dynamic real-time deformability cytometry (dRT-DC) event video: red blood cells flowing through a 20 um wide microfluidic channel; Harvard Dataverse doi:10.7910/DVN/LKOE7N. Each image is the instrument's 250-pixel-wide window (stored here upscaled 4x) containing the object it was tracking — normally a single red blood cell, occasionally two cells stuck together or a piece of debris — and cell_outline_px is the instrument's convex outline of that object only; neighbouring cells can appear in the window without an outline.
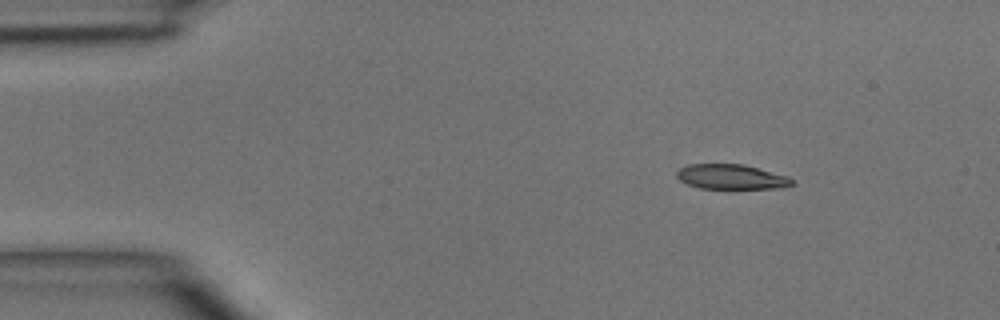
{"species": "common noctule bat (a hibernating species)", "species_latin": "Nyctalus noctula", "temperature_condition": "room temperature", "stored_images_in_passage": 4, "camera_frame_rate_fps": 3000, "um_per_image_px": 0.085, "animal": {"sex": "male", "body_mass_g": 15.6}, "frame": {"image": 1, "passage_image": 2, "time_ms": 2.0, "image_size_px": [1000, 320], "cell_outline_px": [[796, 184], [784, 188], [700, 188], [688, 184], [680, 180], [676, 176], [676, 172], [680, 168], [688, 164], [744, 164], [788, 176]], "centroid_in_image_um": [62.18, 15.03], "position_along_channel_um": 22.8, "area_um2": 16.7}}
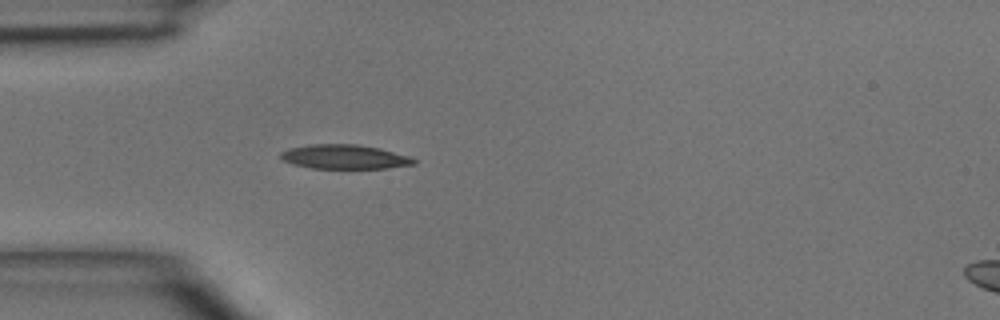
{"frame": {"image": 2, "passage_image": 4, "time_ms": 4.333, "image_size_px": [1000, 320], "cell_outline_px": [[416, 164], [388, 168], [312, 168], [292, 164], [280, 160], [280, 152], [288, 148], [308, 144], [356, 144], [380, 148], [408, 156], [416, 160]], "centroid_in_image_um": [29.23, 13.32], "position_along_channel_um": 55.8, "area_um2": 18.96}}